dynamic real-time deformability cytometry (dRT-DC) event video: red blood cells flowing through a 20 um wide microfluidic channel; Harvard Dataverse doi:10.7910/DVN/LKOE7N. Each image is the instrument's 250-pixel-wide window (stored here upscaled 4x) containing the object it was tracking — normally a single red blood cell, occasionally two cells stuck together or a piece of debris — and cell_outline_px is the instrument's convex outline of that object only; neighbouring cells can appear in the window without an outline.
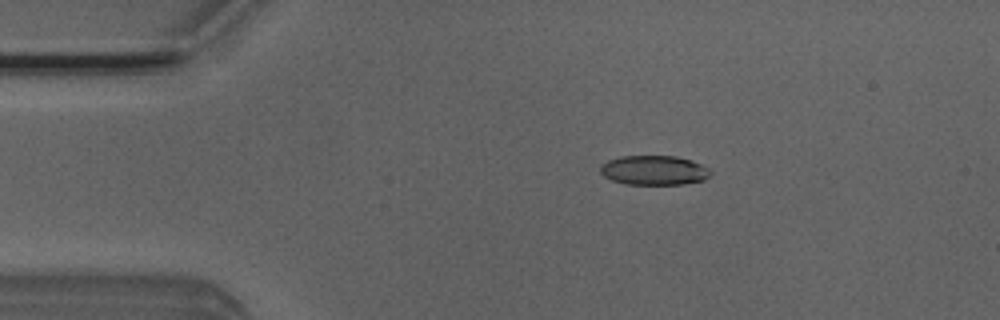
{"species": "Egyptian fruit bat (a non-hibernating species)", "species_latin": "Rousettus aegyptiacus", "temperature_condition": "room temperature", "stored_images_in_passage": 5, "camera_frame_rate_fps": 3000, "um_per_image_px": 0.085, "animal": {"sex": "male"}, "frame": {"image": 1, "passage_image": 3, "time_ms": 0.667, "image_size_px": [1000, 320], "cell_outline_px": [[712, 172], [704, 180], [684, 184], [624, 184], [612, 180], [604, 176], [600, 172], [600, 164], [608, 160], [620, 156], [676, 156], [692, 160], [708, 168]], "centroid_in_image_um": [55.57, 14.47], "position_along_channel_um": 29.4, "area_um2": 19.02}}